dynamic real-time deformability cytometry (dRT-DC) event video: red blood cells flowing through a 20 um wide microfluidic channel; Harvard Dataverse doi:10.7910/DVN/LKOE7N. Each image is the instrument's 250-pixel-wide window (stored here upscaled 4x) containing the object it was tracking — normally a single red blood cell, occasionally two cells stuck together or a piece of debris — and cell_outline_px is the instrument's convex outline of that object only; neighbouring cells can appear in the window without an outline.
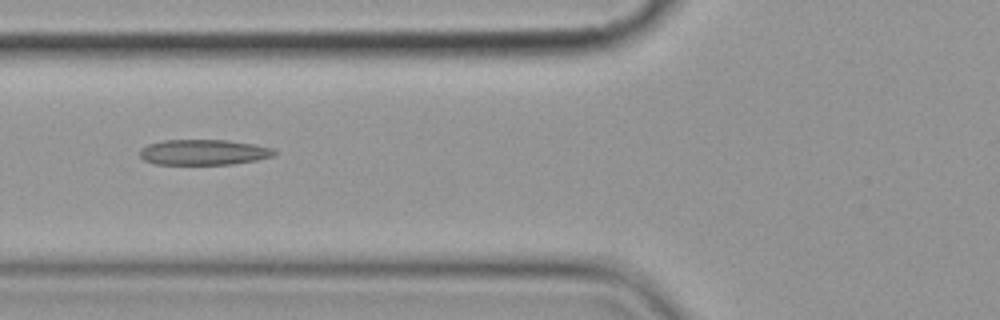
{"species": "common noctule bat (a hibernating species)", "species_latin": "Nyctalus noctula", "temperature_condition": "cold", "stored_images_in_passage": 6, "camera_frame_rate_fps": 3000, "um_per_image_px": 0.085, "animal": {"sex": "female", "body_mass_g": 19.9}, "frame": {"image": 1, "passage_image": 2, "time_ms": 1.333, "image_size_px": [1000, 320], "cell_outline_px": [[276, 156], [256, 160], [232, 164], [156, 164], [144, 160], [140, 156], [140, 148], [148, 144], [164, 140], [228, 140], [252, 144], [272, 148], [276, 152]], "centroid_in_image_um": [17.31, 12.94], "position_along_channel_um": 108.5, "area_um2": 19.94}}
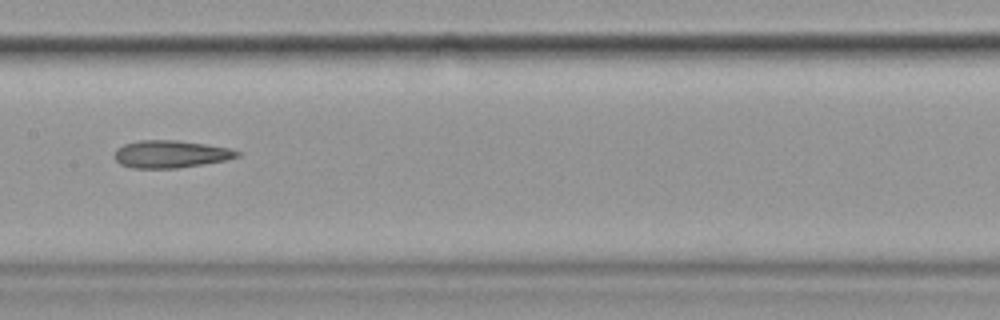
{"frame": {"image": 2, "passage_image": 4, "time_ms": 3.667, "image_size_px": [1000, 320], "cell_outline_px": [[240, 156], [228, 160], [176, 168], [132, 168], [120, 164], [112, 156], [116, 148], [124, 144], [140, 140], [180, 140], [228, 148], [240, 152]], "centroid_in_image_um": [14.47, 13.1], "position_along_channel_um": 192.9, "area_um2": 19.71}}
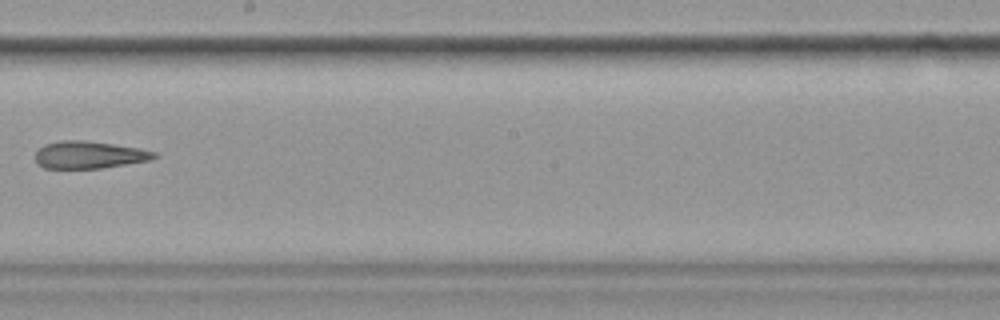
{"frame": {"image": 3, "passage_image": 5, "time_ms": 5.0, "image_size_px": [1000, 320], "cell_outline_px": [[156, 156], [148, 160], [100, 168], [44, 168], [36, 160], [36, 152], [44, 144], [60, 140], [84, 140], [140, 148], [156, 152]], "centroid_in_image_um": [7.55, 13.15], "position_along_channel_um": 240.7, "area_um2": 18.61}}